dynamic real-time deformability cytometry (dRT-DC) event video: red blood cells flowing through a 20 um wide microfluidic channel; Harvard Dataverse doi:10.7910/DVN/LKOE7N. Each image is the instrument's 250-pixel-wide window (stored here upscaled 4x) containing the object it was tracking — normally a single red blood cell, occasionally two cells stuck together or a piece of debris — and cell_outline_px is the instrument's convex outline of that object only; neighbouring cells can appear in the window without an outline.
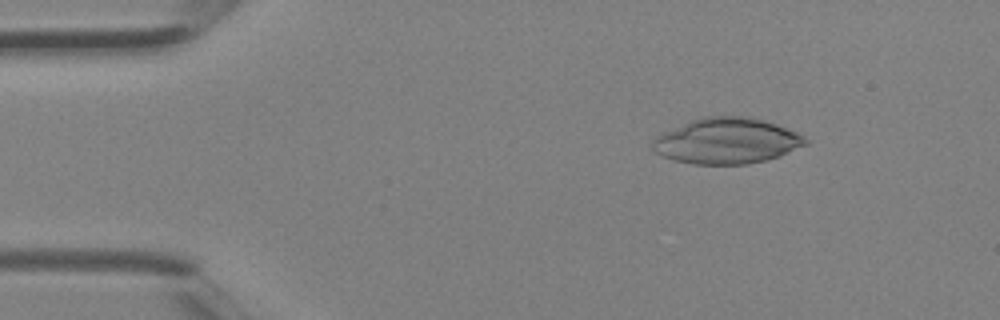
{"species": "Egyptian fruit bat (a non-hibernating species)", "species_latin": "Rousettus aegyptiacus", "temperature_condition": "room temperature", "stored_images_in_passage": 4, "camera_frame_rate_fps": 3000, "um_per_image_px": 0.085, "animal": {"sex": "female"}, "frame": {"image": 1, "passage_image": 2, "time_ms": 0.333, "image_size_px": [1000, 320], "cell_outline_px": [[808, 144], [780, 156], [748, 164], [692, 164], [672, 160], [656, 152], [652, 148], [652, 140], [656, 136], [692, 120], [704, 116], [744, 116], [764, 120], [776, 124], [796, 132], [804, 136], [808, 140]], "centroid_in_image_um": [61.79, 11.98], "position_along_channel_um": 23.2, "area_um2": 40.58}}